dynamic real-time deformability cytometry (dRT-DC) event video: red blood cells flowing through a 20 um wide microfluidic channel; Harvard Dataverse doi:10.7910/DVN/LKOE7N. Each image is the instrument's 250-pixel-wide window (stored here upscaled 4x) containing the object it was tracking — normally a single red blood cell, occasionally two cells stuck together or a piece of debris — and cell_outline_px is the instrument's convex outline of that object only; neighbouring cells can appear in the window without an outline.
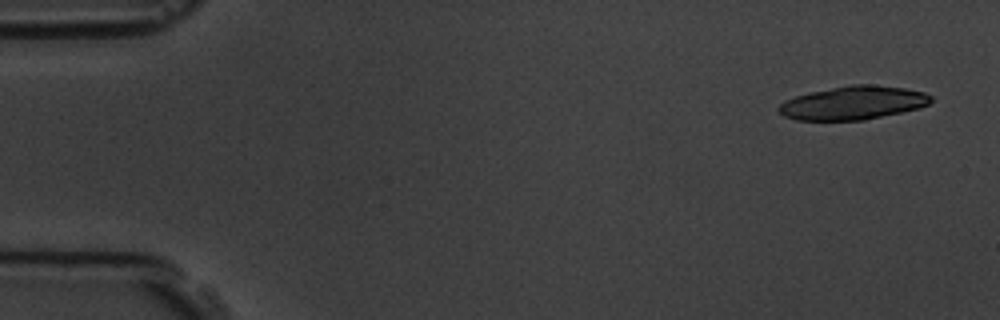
{"species": "common noctule bat (a hibernating species)", "species_latin": "Nyctalus noctula", "temperature_condition": "room temperature", "stored_images_in_passage": 4, "camera_frame_rate_fps": 3000, "um_per_image_px": 0.085, "animal": {"sex": "male", "body_mass_g": 19.5, "forearm_length_mm": 54.6}, "frame": {"image": 1, "passage_image": 1, "time_ms": 0.0, "image_size_px": [1000, 320], "cell_outline_px": [[932, 100], [928, 104], [920, 108], [864, 120], [796, 120], [784, 116], [776, 108], [784, 100], [796, 96], [812, 92], [852, 84], [872, 84], [904, 88], [924, 92], [932, 96]], "centroid_in_image_um": [72.52, 8.75], "position_along_channel_um": 12.5, "area_um2": 29.59}}